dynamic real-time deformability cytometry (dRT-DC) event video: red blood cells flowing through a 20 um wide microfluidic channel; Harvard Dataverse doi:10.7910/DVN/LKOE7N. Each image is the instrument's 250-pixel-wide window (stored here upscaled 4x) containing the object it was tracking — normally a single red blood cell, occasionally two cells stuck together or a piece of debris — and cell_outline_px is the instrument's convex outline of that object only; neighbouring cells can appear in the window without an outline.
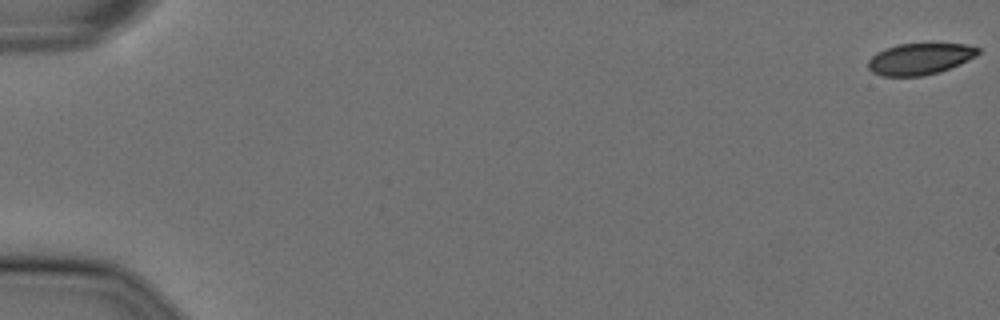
{"species": "Egyptian fruit bat (a non-hibernating species)", "species_latin": "Rousettus aegyptiacus", "temperature_condition": "cold", "stored_images_in_passage": 57, "camera_frame_rate_fps": 3000, "um_per_image_px": 0.085, "animal": {"sex": "female"}, "frame": {"image": 1, "passage_image": 1, "time_ms": 0.0, "image_size_px": [1000, 320], "cell_outline_px": [[980, 52], [976, 56], [960, 64], [940, 72], [920, 76], [880, 76], [872, 72], [868, 68], [868, 60], [876, 52], [896, 44], [932, 40], [964, 44], [980, 48]], "centroid_in_image_um": [78.21, 4.95], "position_along_channel_um": 6.8, "area_um2": 21.15}}
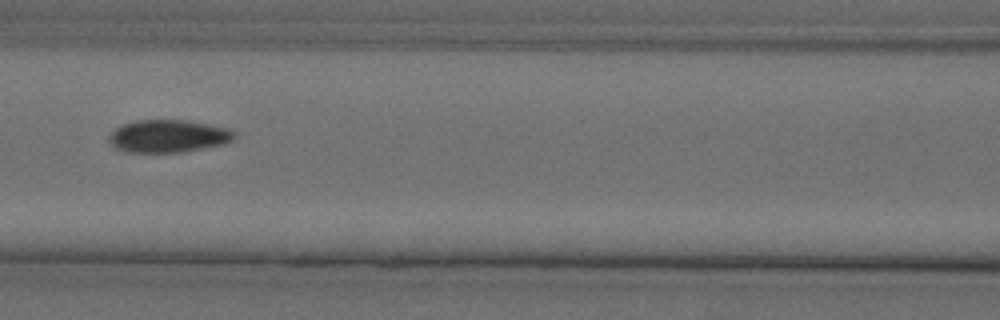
{"frame": {"image": 2, "passage_image": 27, "time_ms": 8.667, "image_size_px": [1000, 320], "cell_outline_px": [[236, 136], [232, 140], [224, 144], [180, 152], [128, 152], [116, 148], [108, 140], [108, 136], [120, 124], [136, 120], [188, 120], [228, 128], [236, 132]], "centroid_in_image_um": [14.3, 11.56], "position_along_channel_um": 152.3, "area_um2": 23.87}}
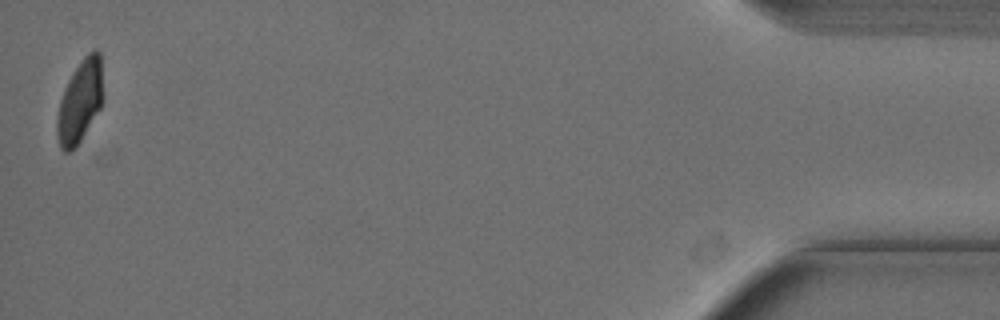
{"frame": {"image": 3, "passage_image": 57, "time_ms": 18.667, "image_size_px": [1000, 320], "cell_outline_px": [[104, 100], [100, 108], [76, 148], [68, 152], [64, 152], [60, 148], [56, 136], [56, 116], [60, 100], [64, 88], [68, 80], [84, 56], [88, 52], [96, 48], [100, 52], [104, 96]], "centroid_in_image_um": [6.8, 8.63], "position_along_channel_um": 428.4, "area_um2": 22.54}, "authors_computed_cell_mechanics": {"area_um2": 23.7558, "velocity_mm_per_s": 3.605, "shape_relaxation_time_tau1_ms": null, "shape_relaxation_time_tau2_ms": 5.7662, "deformation_change_tau1": null, "deformation_change_tau2": 0.0589}}